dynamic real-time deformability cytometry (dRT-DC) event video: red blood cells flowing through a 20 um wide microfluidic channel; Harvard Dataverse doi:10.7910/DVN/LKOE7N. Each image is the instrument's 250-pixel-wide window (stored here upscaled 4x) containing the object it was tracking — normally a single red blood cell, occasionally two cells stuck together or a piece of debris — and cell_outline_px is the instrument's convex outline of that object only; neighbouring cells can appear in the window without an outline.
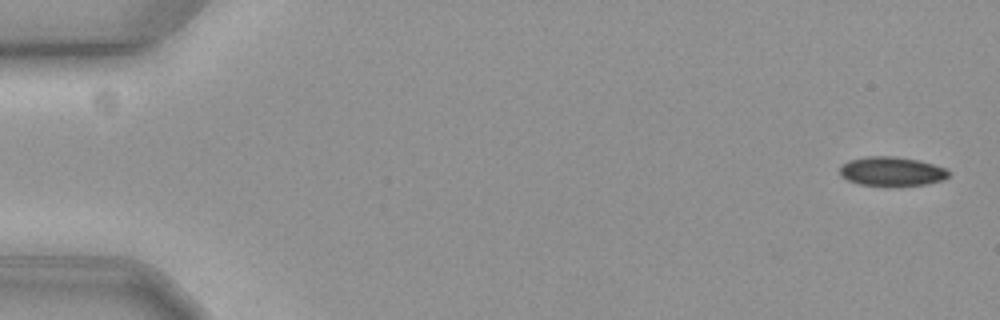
{"species": "common noctule bat (a hibernating species)", "species_latin": "Nyctalus noctula", "temperature_condition": "cold", "stored_images_in_passage": 58, "camera_frame_rate_fps": 3000, "um_per_image_px": 0.085, "animal": {"sex": "female", "body_mass_g": 19.3, "forearm_length_mm": 54.1}, "frame": {"image": 1, "passage_image": 2, "time_ms": 0.333, "image_size_px": [1000, 320], "cell_outline_px": [[948, 176], [940, 180], [924, 184], [900, 188], [884, 188], [860, 184], [848, 180], [840, 176], [840, 168], [848, 160], [868, 156], [896, 156], [916, 160], [932, 164], [944, 168], [948, 172]], "centroid_in_image_um": [75.74, 14.61], "position_along_channel_um": 9.3, "area_um2": 18.9}}
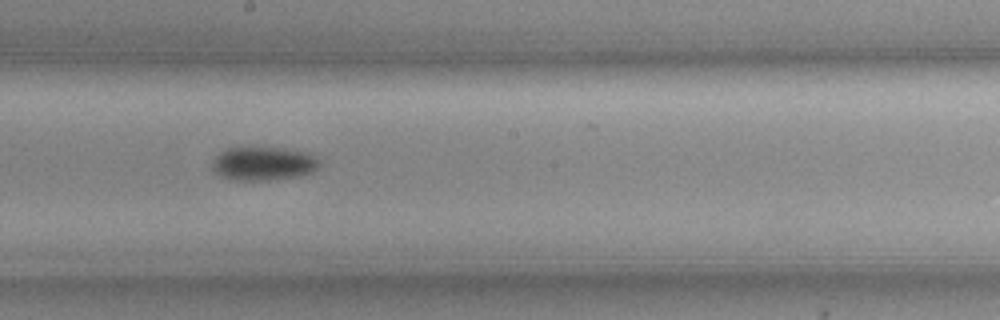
{"frame": {"image": 2, "passage_image": 33, "time_ms": 10.667, "image_size_px": [1000, 320], "cell_outline_px": [[320, 164], [312, 172], [296, 176], [268, 180], [232, 180], [220, 176], [212, 168], [212, 160], [220, 152], [228, 148], [284, 148], [308, 152], [316, 156], [320, 160]], "centroid_in_image_um": [22.39, 13.9], "position_along_channel_um": 225.8, "area_um2": 20.98}}
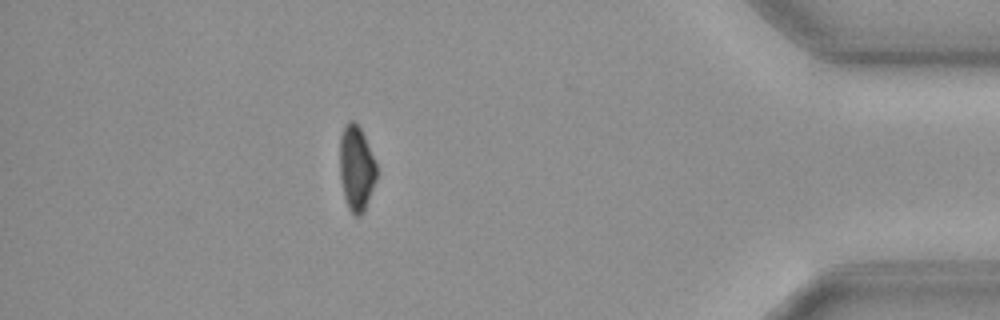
{"frame": {"image": 3, "passage_image": 52, "time_ms": 17.0, "image_size_px": [1000, 320], "cell_outline_px": [[376, 180], [368, 200], [360, 216], [356, 216], [348, 208], [344, 196], [340, 180], [340, 136], [344, 124], [348, 120], [352, 120], [360, 128], [364, 136], [376, 164]], "centroid_in_image_um": [30.27, 14.27], "position_along_channel_um": 404.9, "area_um2": 18.03}}